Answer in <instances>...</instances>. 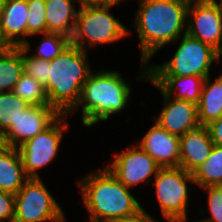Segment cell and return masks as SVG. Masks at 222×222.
I'll return each instance as SVG.
<instances>
[{
    "label": "cell",
    "instance_id": "cell-1",
    "mask_svg": "<svg viewBox=\"0 0 222 222\" xmlns=\"http://www.w3.org/2000/svg\"><path fill=\"white\" fill-rule=\"evenodd\" d=\"M189 3L158 0L140 3L134 28L140 40L141 65L147 68L153 54L170 42L177 43L186 34ZM184 31V32H183Z\"/></svg>",
    "mask_w": 222,
    "mask_h": 222
},
{
    "label": "cell",
    "instance_id": "cell-2",
    "mask_svg": "<svg viewBox=\"0 0 222 222\" xmlns=\"http://www.w3.org/2000/svg\"><path fill=\"white\" fill-rule=\"evenodd\" d=\"M78 181L82 203L91 221L112 222L142 208L129 191L130 188L124 186L107 167L92 171Z\"/></svg>",
    "mask_w": 222,
    "mask_h": 222
},
{
    "label": "cell",
    "instance_id": "cell-3",
    "mask_svg": "<svg viewBox=\"0 0 222 222\" xmlns=\"http://www.w3.org/2000/svg\"><path fill=\"white\" fill-rule=\"evenodd\" d=\"M89 65L87 51L71 43L50 61L49 78L44 88L49 105L60 114L69 115L78 104L82 86L91 73Z\"/></svg>",
    "mask_w": 222,
    "mask_h": 222
},
{
    "label": "cell",
    "instance_id": "cell-4",
    "mask_svg": "<svg viewBox=\"0 0 222 222\" xmlns=\"http://www.w3.org/2000/svg\"><path fill=\"white\" fill-rule=\"evenodd\" d=\"M130 94L131 88L121 73L108 70L91 72L82 86L80 100L71 112L82 107V123L91 127L121 112Z\"/></svg>",
    "mask_w": 222,
    "mask_h": 222
},
{
    "label": "cell",
    "instance_id": "cell-5",
    "mask_svg": "<svg viewBox=\"0 0 222 222\" xmlns=\"http://www.w3.org/2000/svg\"><path fill=\"white\" fill-rule=\"evenodd\" d=\"M115 5L80 6L71 44L87 51L89 46L110 44L131 34L124 24L109 13Z\"/></svg>",
    "mask_w": 222,
    "mask_h": 222
},
{
    "label": "cell",
    "instance_id": "cell-6",
    "mask_svg": "<svg viewBox=\"0 0 222 222\" xmlns=\"http://www.w3.org/2000/svg\"><path fill=\"white\" fill-rule=\"evenodd\" d=\"M220 54L211 46L189 36L181 37L173 57L162 65L147 66L148 76H199L210 75L211 64Z\"/></svg>",
    "mask_w": 222,
    "mask_h": 222
},
{
    "label": "cell",
    "instance_id": "cell-7",
    "mask_svg": "<svg viewBox=\"0 0 222 222\" xmlns=\"http://www.w3.org/2000/svg\"><path fill=\"white\" fill-rule=\"evenodd\" d=\"M153 186L163 217L169 222H187L189 187L195 184L193 174L181 167L160 168Z\"/></svg>",
    "mask_w": 222,
    "mask_h": 222
},
{
    "label": "cell",
    "instance_id": "cell-8",
    "mask_svg": "<svg viewBox=\"0 0 222 222\" xmlns=\"http://www.w3.org/2000/svg\"><path fill=\"white\" fill-rule=\"evenodd\" d=\"M64 212L41 178H28L15 194L14 222H66Z\"/></svg>",
    "mask_w": 222,
    "mask_h": 222
},
{
    "label": "cell",
    "instance_id": "cell-9",
    "mask_svg": "<svg viewBox=\"0 0 222 222\" xmlns=\"http://www.w3.org/2000/svg\"><path fill=\"white\" fill-rule=\"evenodd\" d=\"M65 116L68 115L60 114L47 128L17 148L28 178H39L37 171L50 164L56 157L63 132L70 127L63 121Z\"/></svg>",
    "mask_w": 222,
    "mask_h": 222
},
{
    "label": "cell",
    "instance_id": "cell-10",
    "mask_svg": "<svg viewBox=\"0 0 222 222\" xmlns=\"http://www.w3.org/2000/svg\"><path fill=\"white\" fill-rule=\"evenodd\" d=\"M190 17V18H189ZM186 33L222 54V10L214 0H192Z\"/></svg>",
    "mask_w": 222,
    "mask_h": 222
},
{
    "label": "cell",
    "instance_id": "cell-11",
    "mask_svg": "<svg viewBox=\"0 0 222 222\" xmlns=\"http://www.w3.org/2000/svg\"><path fill=\"white\" fill-rule=\"evenodd\" d=\"M113 159L106 167L127 188L145 183L160 169L155 160L137 144L127 147L126 151L117 152Z\"/></svg>",
    "mask_w": 222,
    "mask_h": 222
},
{
    "label": "cell",
    "instance_id": "cell-12",
    "mask_svg": "<svg viewBox=\"0 0 222 222\" xmlns=\"http://www.w3.org/2000/svg\"><path fill=\"white\" fill-rule=\"evenodd\" d=\"M60 113L49 104L30 105L17 118L14 126L0 138V144L18 148L47 128Z\"/></svg>",
    "mask_w": 222,
    "mask_h": 222
},
{
    "label": "cell",
    "instance_id": "cell-13",
    "mask_svg": "<svg viewBox=\"0 0 222 222\" xmlns=\"http://www.w3.org/2000/svg\"><path fill=\"white\" fill-rule=\"evenodd\" d=\"M156 88L159 89L158 91H160L165 104L155 123L168 133L178 137L200 126L196 103L174 99L168 96L160 87Z\"/></svg>",
    "mask_w": 222,
    "mask_h": 222
},
{
    "label": "cell",
    "instance_id": "cell-14",
    "mask_svg": "<svg viewBox=\"0 0 222 222\" xmlns=\"http://www.w3.org/2000/svg\"><path fill=\"white\" fill-rule=\"evenodd\" d=\"M146 151L160 168L179 167L180 137L168 133L155 123L136 143Z\"/></svg>",
    "mask_w": 222,
    "mask_h": 222
},
{
    "label": "cell",
    "instance_id": "cell-15",
    "mask_svg": "<svg viewBox=\"0 0 222 222\" xmlns=\"http://www.w3.org/2000/svg\"><path fill=\"white\" fill-rule=\"evenodd\" d=\"M27 0H6L0 19V40L10 47L23 46L27 42Z\"/></svg>",
    "mask_w": 222,
    "mask_h": 222
},
{
    "label": "cell",
    "instance_id": "cell-16",
    "mask_svg": "<svg viewBox=\"0 0 222 222\" xmlns=\"http://www.w3.org/2000/svg\"><path fill=\"white\" fill-rule=\"evenodd\" d=\"M214 143L207 126H199L180 137L179 167L193 173L209 157Z\"/></svg>",
    "mask_w": 222,
    "mask_h": 222
},
{
    "label": "cell",
    "instance_id": "cell-17",
    "mask_svg": "<svg viewBox=\"0 0 222 222\" xmlns=\"http://www.w3.org/2000/svg\"><path fill=\"white\" fill-rule=\"evenodd\" d=\"M160 87L168 96L198 104L204 84L199 76H148V69L142 70L139 79Z\"/></svg>",
    "mask_w": 222,
    "mask_h": 222
},
{
    "label": "cell",
    "instance_id": "cell-18",
    "mask_svg": "<svg viewBox=\"0 0 222 222\" xmlns=\"http://www.w3.org/2000/svg\"><path fill=\"white\" fill-rule=\"evenodd\" d=\"M73 1L45 0L47 33L72 37L78 13Z\"/></svg>",
    "mask_w": 222,
    "mask_h": 222
},
{
    "label": "cell",
    "instance_id": "cell-19",
    "mask_svg": "<svg viewBox=\"0 0 222 222\" xmlns=\"http://www.w3.org/2000/svg\"><path fill=\"white\" fill-rule=\"evenodd\" d=\"M27 179L18 149L0 144V190L16 194Z\"/></svg>",
    "mask_w": 222,
    "mask_h": 222
},
{
    "label": "cell",
    "instance_id": "cell-20",
    "mask_svg": "<svg viewBox=\"0 0 222 222\" xmlns=\"http://www.w3.org/2000/svg\"><path fill=\"white\" fill-rule=\"evenodd\" d=\"M197 110L200 126H207L222 116V74L213 82L210 75L205 78Z\"/></svg>",
    "mask_w": 222,
    "mask_h": 222
},
{
    "label": "cell",
    "instance_id": "cell-21",
    "mask_svg": "<svg viewBox=\"0 0 222 222\" xmlns=\"http://www.w3.org/2000/svg\"><path fill=\"white\" fill-rule=\"evenodd\" d=\"M22 73V46H6L0 53V92L12 91Z\"/></svg>",
    "mask_w": 222,
    "mask_h": 222
},
{
    "label": "cell",
    "instance_id": "cell-22",
    "mask_svg": "<svg viewBox=\"0 0 222 222\" xmlns=\"http://www.w3.org/2000/svg\"><path fill=\"white\" fill-rule=\"evenodd\" d=\"M192 174L200 188L222 185V147L214 145L209 157Z\"/></svg>",
    "mask_w": 222,
    "mask_h": 222
},
{
    "label": "cell",
    "instance_id": "cell-23",
    "mask_svg": "<svg viewBox=\"0 0 222 222\" xmlns=\"http://www.w3.org/2000/svg\"><path fill=\"white\" fill-rule=\"evenodd\" d=\"M30 105L12 91L0 92V138Z\"/></svg>",
    "mask_w": 222,
    "mask_h": 222
},
{
    "label": "cell",
    "instance_id": "cell-24",
    "mask_svg": "<svg viewBox=\"0 0 222 222\" xmlns=\"http://www.w3.org/2000/svg\"><path fill=\"white\" fill-rule=\"evenodd\" d=\"M12 92L26 101L29 105L49 104L44 86L24 72L21 74Z\"/></svg>",
    "mask_w": 222,
    "mask_h": 222
},
{
    "label": "cell",
    "instance_id": "cell-25",
    "mask_svg": "<svg viewBox=\"0 0 222 222\" xmlns=\"http://www.w3.org/2000/svg\"><path fill=\"white\" fill-rule=\"evenodd\" d=\"M43 35L45 38L36 47V52L31 55L34 58L51 61L71 43L69 37L58 33H45Z\"/></svg>",
    "mask_w": 222,
    "mask_h": 222
},
{
    "label": "cell",
    "instance_id": "cell-26",
    "mask_svg": "<svg viewBox=\"0 0 222 222\" xmlns=\"http://www.w3.org/2000/svg\"><path fill=\"white\" fill-rule=\"evenodd\" d=\"M30 46L28 41L22 46L23 72L44 86L49 78L50 61L27 55L31 49Z\"/></svg>",
    "mask_w": 222,
    "mask_h": 222
},
{
    "label": "cell",
    "instance_id": "cell-27",
    "mask_svg": "<svg viewBox=\"0 0 222 222\" xmlns=\"http://www.w3.org/2000/svg\"><path fill=\"white\" fill-rule=\"evenodd\" d=\"M27 37L47 33L45 0H27Z\"/></svg>",
    "mask_w": 222,
    "mask_h": 222
},
{
    "label": "cell",
    "instance_id": "cell-28",
    "mask_svg": "<svg viewBox=\"0 0 222 222\" xmlns=\"http://www.w3.org/2000/svg\"><path fill=\"white\" fill-rule=\"evenodd\" d=\"M208 192V208L211 217L200 222H222V185L204 187Z\"/></svg>",
    "mask_w": 222,
    "mask_h": 222
},
{
    "label": "cell",
    "instance_id": "cell-29",
    "mask_svg": "<svg viewBox=\"0 0 222 222\" xmlns=\"http://www.w3.org/2000/svg\"><path fill=\"white\" fill-rule=\"evenodd\" d=\"M15 194L0 190V222H14Z\"/></svg>",
    "mask_w": 222,
    "mask_h": 222
},
{
    "label": "cell",
    "instance_id": "cell-30",
    "mask_svg": "<svg viewBox=\"0 0 222 222\" xmlns=\"http://www.w3.org/2000/svg\"><path fill=\"white\" fill-rule=\"evenodd\" d=\"M214 145L222 147V116L207 125Z\"/></svg>",
    "mask_w": 222,
    "mask_h": 222
},
{
    "label": "cell",
    "instance_id": "cell-31",
    "mask_svg": "<svg viewBox=\"0 0 222 222\" xmlns=\"http://www.w3.org/2000/svg\"><path fill=\"white\" fill-rule=\"evenodd\" d=\"M112 222H158L142 207L136 213L114 220Z\"/></svg>",
    "mask_w": 222,
    "mask_h": 222
},
{
    "label": "cell",
    "instance_id": "cell-32",
    "mask_svg": "<svg viewBox=\"0 0 222 222\" xmlns=\"http://www.w3.org/2000/svg\"><path fill=\"white\" fill-rule=\"evenodd\" d=\"M78 7L86 5H105L110 4V0H77Z\"/></svg>",
    "mask_w": 222,
    "mask_h": 222
},
{
    "label": "cell",
    "instance_id": "cell-33",
    "mask_svg": "<svg viewBox=\"0 0 222 222\" xmlns=\"http://www.w3.org/2000/svg\"><path fill=\"white\" fill-rule=\"evenodd\" d=\"M5 3H6V0H0V19H1L3 12H4Z\"/></svg>",
    "mask_w": 222,
    "mask_h": 222
},
{
    "label": "cell",
    "instance_id": "cell-34",
    "mask_svg": "<svg viewBox=\"0 0 222 222\" xmlns=\"http://www.w3.org/2000/svg\"><path fill=\"white\" fill-rule=\"evenodd\" d=\"M215 3L218 5V7L222 10V0L218 1V0H214ZM218 1V2H217Z\"/></svg>",
    "mask_w": 222,
    "mask_h": 222
},
{
    "label": "cell",
    "instance_id": "cell-35",
    "mask_svg": "<svg viewBox=\"0 0 222 222\" xmlns=\"http://www.w3.org/2000/svg\"><path fill=\"white\" fill-rule=\"evenodd\" d=\"M5 47L6 45L3 42H0V53L3 51Z\"/></svg>",
    "mask_w": 222,
    "mask_h": 222
},
{
    "label": "cell",
    "instance_id": "cell-36",
    "mask_svg": "<svg viewBox=\"0 0 222 222\" xmlns=\"http://www.w3.org/2000/svg\"><path fill=\"white\" fill-rule=\"evenodd\" d=\"M121 1H123V0H110V3L117 5V4L120 3Z\"/></svg>",
    "mask_w": 222,
    "mask_h": 222
},
{
    "label": "cell",
    "instance_id": "cell-37",
    "mask_svg": "<svg viewBox=\"0 0 222 222\" xmlns=\"http://www.w3.org/2000/svg\"><path fill=\"white\" fill-rule=\"evenodd\" d=\"M150 1H158V0H139V3L150 2Z\"/></svg>",
    "mask_w": 222,
    "mask_h": 222
},
{
    "label": "cell",
    "instance_id": "cell-38",
    "mask_svg": "<svg viewBox=\"0 0 222 222\" xmlns=\"http://www.w3.org/2000/svg\"><path fill=\"white\" fill-rule=\"evenodd\" d=\"M181 1H185V2L190 3L192 0H181Z\"/></svg>",
    "mask_w": 222,
    "mask_h": 222
}]
</instances>
